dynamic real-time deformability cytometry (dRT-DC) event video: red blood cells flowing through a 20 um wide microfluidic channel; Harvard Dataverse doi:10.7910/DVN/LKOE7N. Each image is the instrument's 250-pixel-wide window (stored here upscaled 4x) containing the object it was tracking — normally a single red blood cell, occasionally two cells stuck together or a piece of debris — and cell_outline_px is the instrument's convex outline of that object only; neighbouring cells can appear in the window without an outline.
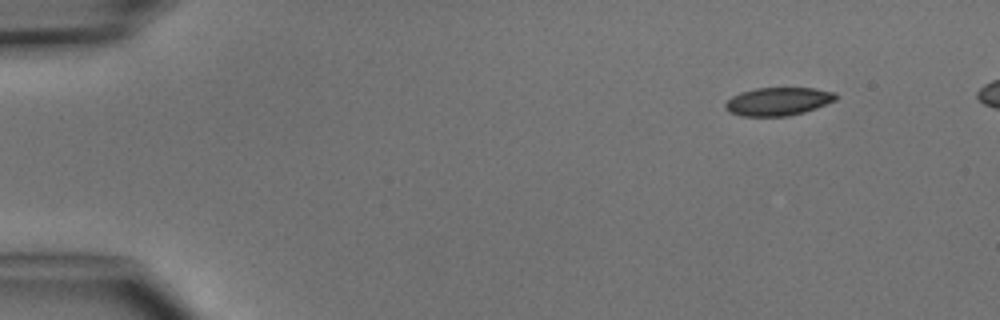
{"species": "common noctule bat (a hibernating species)", "species_latin": "Nyctalus noctula", "temperature_condition": "cold", "stored_images_in_passage": 5, "camera_frame_rate_fps": 3000, "um_per_image_px": 0.085, "animal": {"sex": "male", "body_mass_g": 15.6}, "frame": {"image": 1, "passage_image": 1, "time_ms": 0.0, "image_size_px": [1000, 320], "cell_outline_px": [[836, 100], [816, 108], [804, 112], [788, 116], [740, 116], [728, 112], [724, 108], [724, 104], [732, 96], [740, 92], [756, 88], [816, 88], [836, 92]], "centroid_in_image_um": [66.12, 8.62], "position_along_channel_um": 18.9, "area_um2": 18.26}}
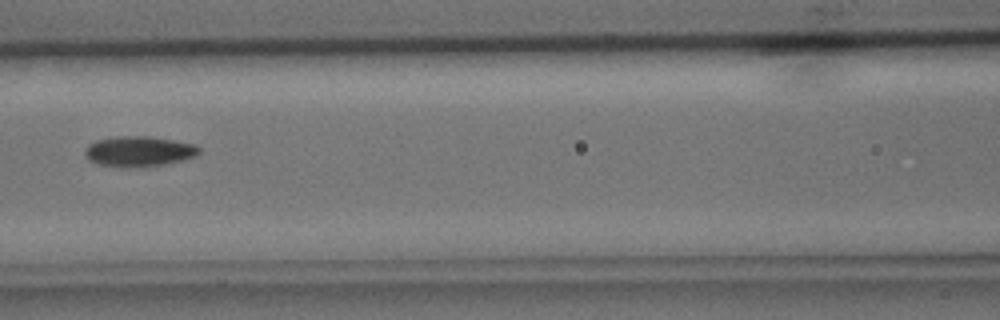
{"frame": {"image": 2, "passage_image": 5, "time_ms": 5.667, "image_size_px": [1000, 320], "cell_outline_px": [[200, 152], [196, 156], [184, 160], [164, 164], [140, 168], [100, 164], [88, 160], [84, 156], [84, 148], [88, 144], [96, 140], [116, 136], [148, 136], [196, 144], [200, 148]], "centroid_in_image_um": [11.8, 12.86], "position_along_channel_um": 154.8, "area_um2": 20.35}}